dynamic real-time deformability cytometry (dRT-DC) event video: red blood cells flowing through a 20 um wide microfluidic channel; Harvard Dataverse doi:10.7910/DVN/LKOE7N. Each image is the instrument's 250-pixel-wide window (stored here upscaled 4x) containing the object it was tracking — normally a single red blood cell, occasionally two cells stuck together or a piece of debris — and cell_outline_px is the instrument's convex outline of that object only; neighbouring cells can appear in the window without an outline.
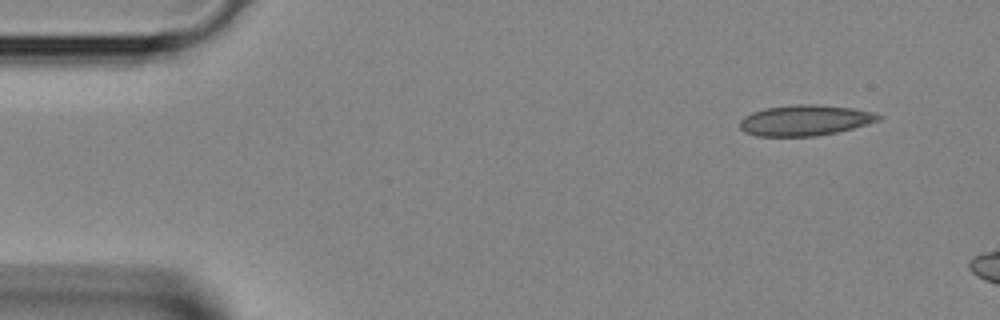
{"species": "Egyptian fruit bat (a non-hibernating species)", "species_latin": "Rousettus aegyptiacus", "temperature_condition": "room temperature", "stored_images_in_passage": 2, "camera_frame_rate_fps": 3000, "um_per_image_px": 0.085, "animal": {"sex": "female"}, "frame": {"image": 1, "passage_image": 1, "time_ms": 0.0, "image_size_px": [1000, 320], "cell_outline_px": [[884, 116], [880, 120], [868, 124], [836, 132], [816, 136], [756, 136], [744, 132], [740, 128], [740, 120], [744, 116], [752, 112], [764, 108], [792, 104], [816, 104], [852, 108], [872, 112]], "centroid_in_image_um": [68.41, 10.22], "position_along_channel_um": 16.6, "area_um2": 24.91}}